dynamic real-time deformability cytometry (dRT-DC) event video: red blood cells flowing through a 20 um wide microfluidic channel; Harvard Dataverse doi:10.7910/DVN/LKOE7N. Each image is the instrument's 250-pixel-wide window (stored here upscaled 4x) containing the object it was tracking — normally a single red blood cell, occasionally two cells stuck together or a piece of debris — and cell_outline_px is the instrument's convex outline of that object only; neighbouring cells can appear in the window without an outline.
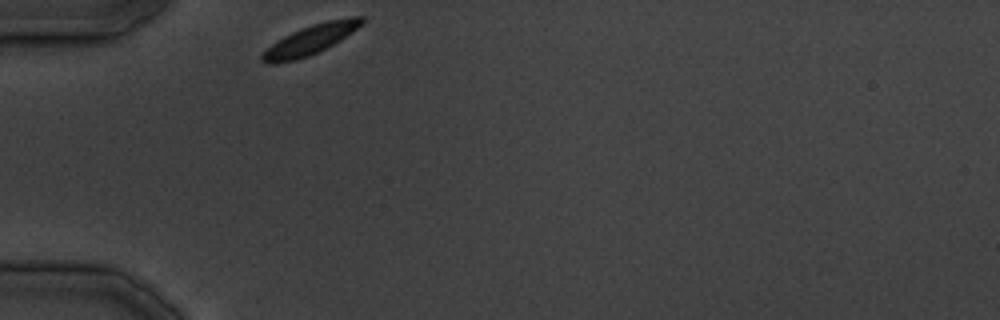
{"species": "common noctule bat (a hibernating species)", "species_latin": "Nyctalus noctula", "temperature_condition": "cold", "stored_images_in_passage": 22, "camera_frame_rate_fps": 3000, "um_per_image_px": 0.085, "animal": {"sex": "male", "body_mass_g": 19.5, "forearm_length_mm": 54.6}, "frame": {"image": 1, "passage_image": 1, "time_ms": 0.0, "image_size_px": [1000, 320], "cell_outline_px": [[364, 24], [340, 40], [308, 56], [296, 60], [276, 64], [268, 64], [260, 60], [260, 56], [272, 44], [284, 36], [300, 28], [312, 24], [328, 20], [352, 16], [364, 16]], "centroid_in_image_um": [26.39, 3.37], "position_along_channel_um": 58.6, "area_um2": 17.11}}
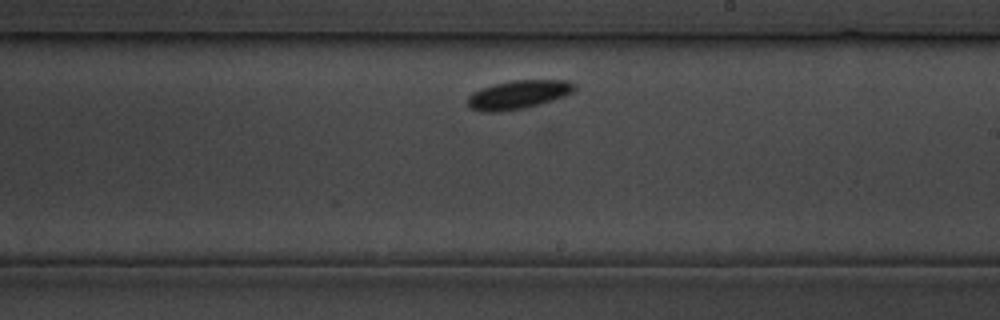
{"frame": {"image": 2, "passage_image": 13, "time_ms": 14.667, "image_size_px": [1000, 320], "cell_outline_px": [[576, 88], [572, 92], [564, 96], [540, 104], [524, 108], [500, 112], [480, 112], [468, 108], [468, 96], [472, 92], [492, 84], [512, 80], [568, 80], [576, 84]], "centroid_in_image_um": [44.03, 8.05], "position_along_channel_um": 245.0, "area_um2": 18.03}}